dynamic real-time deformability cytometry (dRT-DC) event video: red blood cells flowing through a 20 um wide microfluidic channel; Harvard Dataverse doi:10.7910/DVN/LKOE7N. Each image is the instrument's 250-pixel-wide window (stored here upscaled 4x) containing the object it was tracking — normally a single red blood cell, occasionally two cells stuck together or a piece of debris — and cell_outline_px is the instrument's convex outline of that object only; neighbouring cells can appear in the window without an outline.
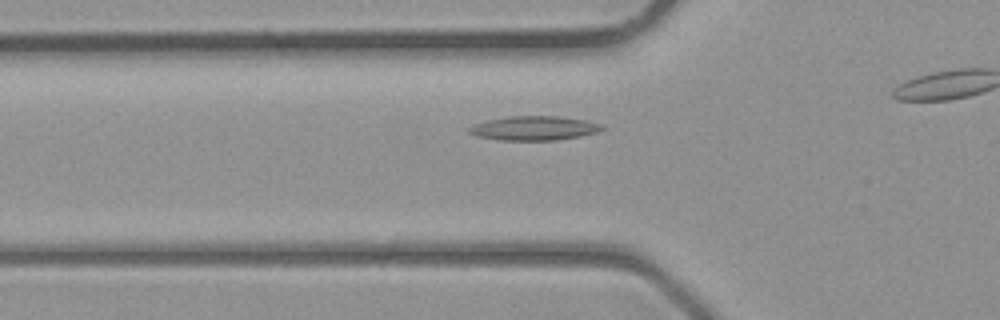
{"species": "common noctule bat (a hibernating species)", "species_latin": "Nyctalus noctula", "temperature_condition": "room temperature", "stored_images_in_passage": 25, "camera_frame_rate_fps": 3000, "um_per_image_px": 0.085, "animal": {"sex": "male", "body_mass_g": 23.1, "forearm_length_mm": 52.7}, "frame": {"image": 1, "passage_image": 6, "time_ms": 1.667, "image_size_px": [1000, 320], "cell_outline_px": [[604, 128], [596, 132], [580, 136], [556, 140], [500, 140], [476, 136], [468, 132], [468, 128], [476, 124], [488, 120], [508, 116], [556, 116], [584, 120], [604, 124]], "centroid_in_image_um": [45.4, 10.89], "position_along_channel_um": 80.4, "area_um2": 18.61}}
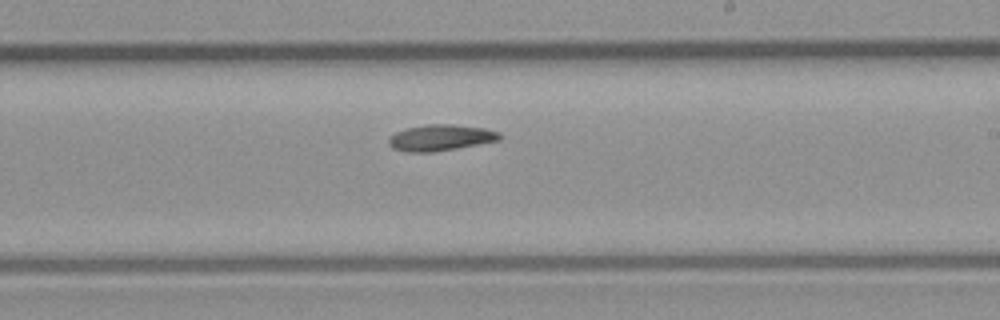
{"frame": {"image": 2, "passage_image": 16, "time_ms": 5.0, "image_size_px": [1000, 320], "cell_outline_px": [[504, 136], [500, 140], [456, 148], [432, 152], [408, 152], [392, 148], [388, 144], [388, 140], [396, 132], [408, 128], [428, 124], [452, 124], [484, 128], [500, 132]], "centroid_in_image_um": [37.48, 11.7], "position_along_channel_um": 251.5, "area_um2": 16.82}}
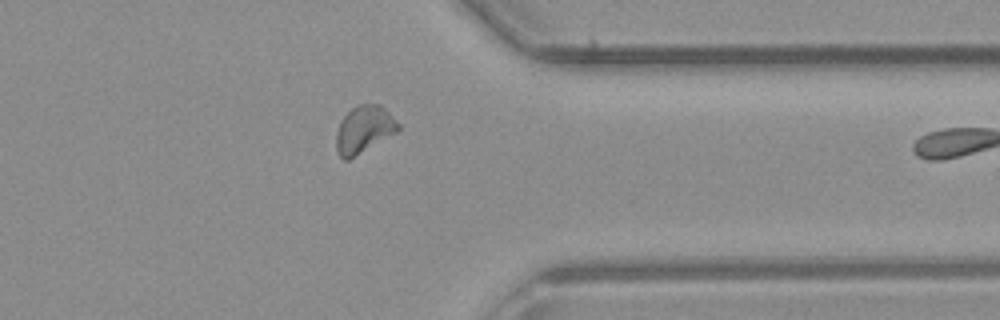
{"frame": {"image": 3, "passage_image": 24, "time_ms": 7.667, "image_size_px": [1000, 320], "cell_outline_px": [[400, 132], [348, 160], [344, 160], [340, 156], [336, 148], [336, 132], [340, 120], [352, 108], [360, 104], [380, 104], [400, 124]], "centroid_in_image_um": [30.96, 11.02], "position_along_channel_um": 380.4, "area_um2": 17.28}}